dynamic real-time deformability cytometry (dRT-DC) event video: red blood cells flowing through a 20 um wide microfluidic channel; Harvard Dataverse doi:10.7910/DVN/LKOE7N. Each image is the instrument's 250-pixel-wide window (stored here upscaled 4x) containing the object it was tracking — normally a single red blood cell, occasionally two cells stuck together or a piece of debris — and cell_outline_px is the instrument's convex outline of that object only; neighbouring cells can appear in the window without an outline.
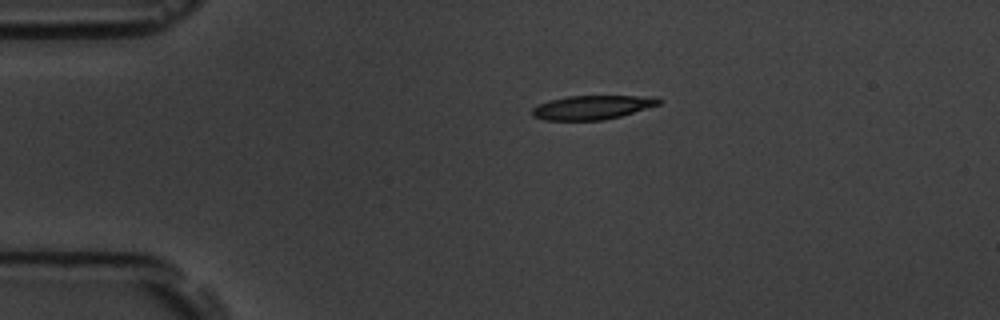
{"species": "common noctule bat (a hibernating species)", "species_latin": "Nyctalus noctula", "temperature_condition": "room temperature", "stored_images_in_passage": 2, "camera_frame_rate_fps": 3000, "um_per_image_px": 0.085, "animal": {"sex": "male", "body_mass_g": 19.5, "forearm_length_mm": 54.6}, "frame": {"image": 1, "passage_image": 1, "time_ms": 0.0, "image_size_px": [1000, 320], "cell_outline_px": [[660, 104], [620, 116], [604, 120], [544, 120], [532, 116], [532, 108], [540, 104], [552, 100], [568, 96], [656, 96], [660, 100]], "centroid_in_image_um": [50.34, 9.13], "position_along_channel_um": 34.7, "area_um2": 17.51}}